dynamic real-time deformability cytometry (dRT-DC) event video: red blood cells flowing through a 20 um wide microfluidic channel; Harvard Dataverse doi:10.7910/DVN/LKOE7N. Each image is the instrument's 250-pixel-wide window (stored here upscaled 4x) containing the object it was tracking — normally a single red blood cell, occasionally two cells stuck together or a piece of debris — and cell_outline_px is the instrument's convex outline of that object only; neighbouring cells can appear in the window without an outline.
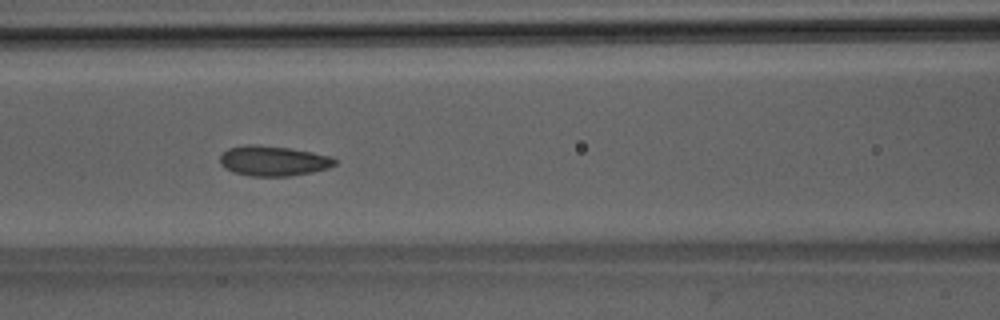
{"species": "Egyptian fruit bat (a non-hibernating species)", "species_latin": "Rousettus aegyptiacus", "temperature_condition": "room temperature", "stored_images_in_passage": 52, "camera_frame_rate_fps": 3000, "um_per_image_px": 0.085, "animal": {"sex": "male"}, "frame": {"image": 1, "passage_image": 23, "time_ms": 7.333, "image_size_px": [1000, 320], "cell_outline_px": [[336, 164], [328, 168], [312, 172], [288, 176], [252, 176], [232, 172], [224, 168], [220, 164], [220, 156], [228, 148], [248, 144], [256, 144], [292, 148], [332, 156], [336, 160]], "centroid_in_image_um": [23.22, 13.67], "position_along_channel_um": 143.4, "area_um2": 20.29}}
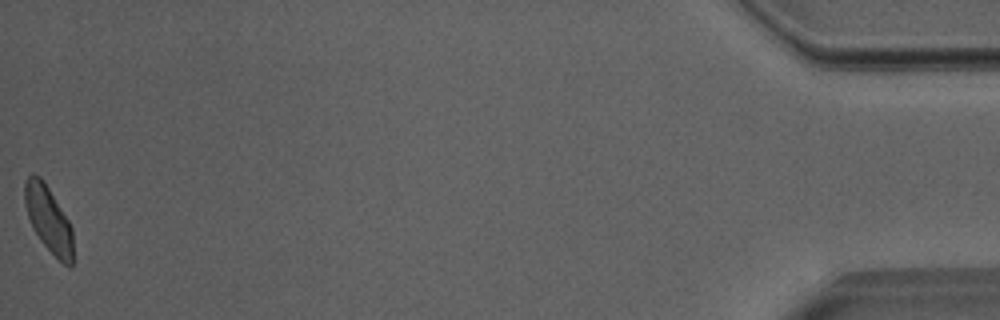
{"frame": {"image": 2, "passage_image": 52, "time_ms": 17.0, "image_size_px": [1000, 320], "cell_outline_px": [[72, 268], [68, 268], [40, 240], [32, 228], [28, 216], [24, 200], [24, 180], [32, 172], [40, 176], [48, 188], [68, 220], [72, 228]], "centroid_in_image_um": [4.1, 18.61], "position_along_channel_um": 431.1, "area_um2": 18.38}, "authors_computed_cell_mechanics": {"area_um2": 20.0277, "velocity_mm_per_s": 3.9828, "shape_relaxation_time_tau1_ms": 6.3442, "shape_relaxation_time_tau2_ms": 1.362, "deformation_change_tau1": 0.1174, "deformation_change_tau2": 0.0733}}